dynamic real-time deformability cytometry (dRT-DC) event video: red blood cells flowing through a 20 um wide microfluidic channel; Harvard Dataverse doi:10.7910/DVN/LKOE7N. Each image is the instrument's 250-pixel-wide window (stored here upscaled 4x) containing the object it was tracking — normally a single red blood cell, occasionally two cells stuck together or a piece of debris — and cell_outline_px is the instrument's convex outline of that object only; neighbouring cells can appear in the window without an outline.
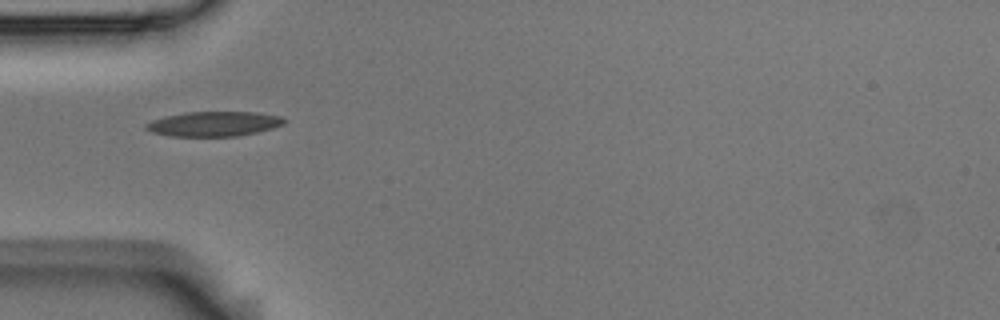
{"species": "Egyptian fruit bat (a non-hibernating species)", "species_latin": "Rousettus aegyptiacus", "temperature_condition": "room temperature", "stored_images_in_passage": 2, "camera_frame_rate_fps": 3000, "um_per_image_px": 0.085, "animal": {"sex": "male"}, "frame": {"image": 1, "passage_image": 1, "time_ms": 0.0, "image_size_px": [1000, 320], "cell_outline_px": [[284, 124], [272, 128], [256, 132], [236, 136], [172, 136], [152, 132], [144, 128], [144, 124], [152, 120], [164, 116], [184, 112], [252, 112], [280, 116], [284, 120]], "centroid_in_image_um": [18.12, 10.52], "position_along_channel_um": 66.9, "area_um2": 19.83}}
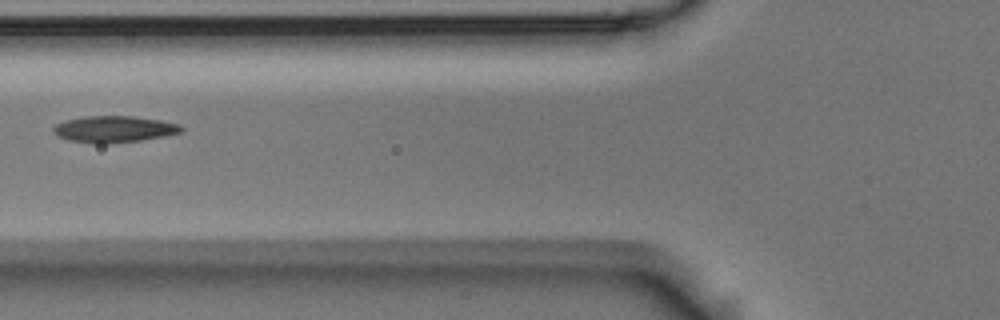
{"frame": {"image": 2, "passage_image": 2, "time_ms": 0.333, "image_size_px": [1000, 320], "cell_outline_px": [[184, 128], [180, 132], [164, 136], [140, 140], [104, 144], [96, 144], [68, 140], [52, 132], [52, 128], [56, 124], [64, 120], [84, 116], [132, 116], [160, 120], [180, 124]], "centroid_in_image_um": [9.66, 10.97], "position_along_channel_um": 116.1, "area_um2": 19.77}}